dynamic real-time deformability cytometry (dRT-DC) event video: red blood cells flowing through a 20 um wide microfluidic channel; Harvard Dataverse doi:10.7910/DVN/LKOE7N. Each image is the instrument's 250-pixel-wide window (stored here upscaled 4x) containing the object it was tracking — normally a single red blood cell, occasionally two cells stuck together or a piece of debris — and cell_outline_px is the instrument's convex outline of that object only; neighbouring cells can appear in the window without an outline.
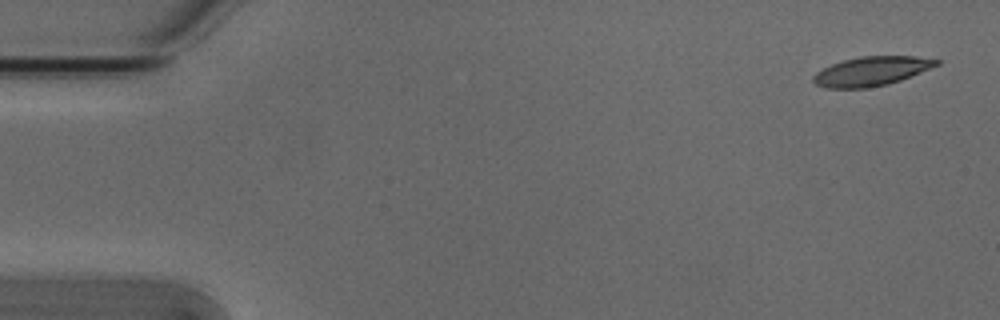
{"species": "Egyptian fruit bat (a non-hibernating species)", "species_latin": "Rousettus aegyptiacus", "temperature_condition": "cold", "stored_images_in_passage": 5, "camera_frame_rate_fps": 3000, "um_per_image_px": 0.085, "animal": {"sex": "male"}, "frame": {"image": 1, "passage_image": 1, "time_ms": 0.0, "image_size_px": [1000, 320], "cell_outline_px": [[940, 64], [900, 80], [888, 84], [864, 88], [828, 88], [816, 84], [812, 80], [812, 76], [816, 72], [832, 64], [844, 60], [860, 56], [916, 56], [940, 60]], "centroid_in_image_um": [74.06, 6.05], "position_along_channel_um": 10.9, "area_um2": 20.75}}